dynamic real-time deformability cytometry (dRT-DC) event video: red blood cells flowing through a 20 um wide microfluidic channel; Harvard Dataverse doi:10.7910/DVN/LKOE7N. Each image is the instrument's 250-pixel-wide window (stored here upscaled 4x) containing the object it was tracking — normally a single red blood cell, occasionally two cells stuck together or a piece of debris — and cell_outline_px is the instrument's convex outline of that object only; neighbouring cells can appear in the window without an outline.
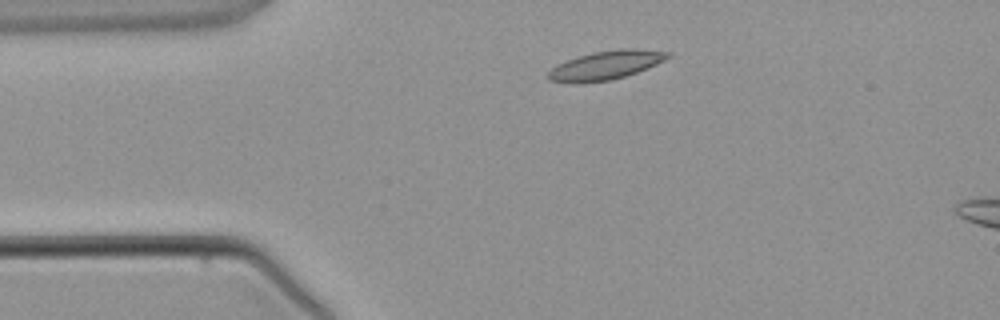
{"species": "common noctule bat (a hibernating species)", "species_latin": "Nyctalus noctula", "temperature_condition": "warm", "stored_images_in_passage": 4, "camera_frame_rate_fps": 3000, "um_per_image_px": 0.085, "animal": {"sex": "male", "body_mass_g": 21.5, "forearm_length_mm": 52.0}, "frame": {"image": 1, "passage_image": 2, "time_ms": 1.0, "image_size_px": [1000, 320], "cell_outline_px": [[672, 56], [648, 68], [612, 80], [576, 84], [572, 84], [548, 80], [548, 72], [556, 64], [580, 56], [596, 52], [620, 48], [628, 48], [672, 52]], "centroid_in_image_um": [51.48, 5.56], "position_along_channel_um": 33.5, "area_um2": 20.06}}
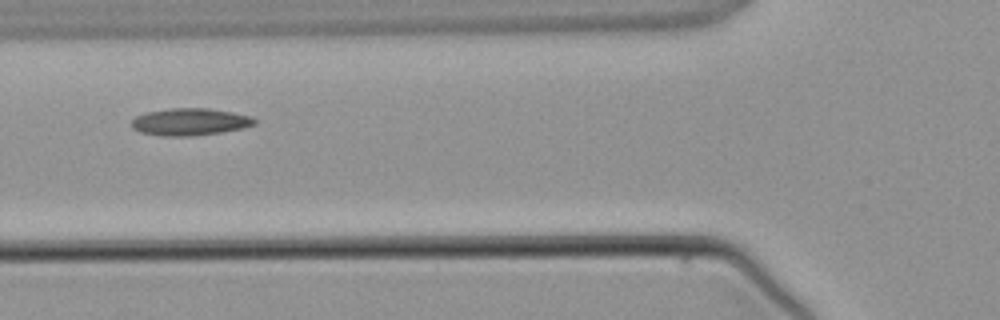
{"frame": {"image": 2, "passage_image": 4, "time_ms": 3.333, "image_size_px": [1000, 320], "cell_outline_px": [[256, 124], [244, 128], [196, 136], [160, 136], [140, 132], [132, 128], [132, 120], [136, 116], [148, 112], [168, 108], [208, 108], [232, 112], [252, 116], [256, 120]], "centroid_in_image_um": [16.16, 10.36], "position_along_channel_um": 109.6, "area_um2": 19.59}}